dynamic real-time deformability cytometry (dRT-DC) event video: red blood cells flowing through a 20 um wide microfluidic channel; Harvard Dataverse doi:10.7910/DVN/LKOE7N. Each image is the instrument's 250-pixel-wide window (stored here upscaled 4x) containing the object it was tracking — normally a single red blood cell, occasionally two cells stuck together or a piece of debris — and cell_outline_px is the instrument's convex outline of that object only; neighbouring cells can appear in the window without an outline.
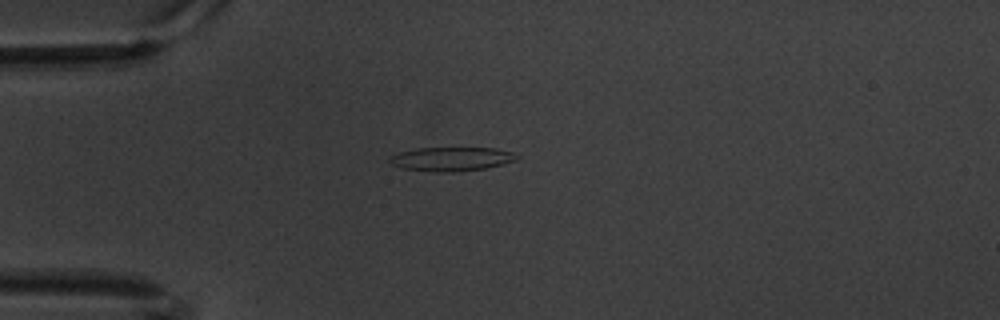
{"species": "common noctule bat (a hibernating species)", "species_latin": "Nyctalus noctula", "temperature_condition": "warm", "stored_images_in_passage": 6, "camera_frame_rate_fps": 3000, "um_per_image_px": 0.085, "animal": {"sex": "male", "body_mass_g": 20.1, "forearm_length_mm": 53.5}, "frame": {"image": 1, "passage_image": 1, "time_ms": 0.0, "image_size_px": [1000, 320], "cell_outline_px": [[520, 156], [512, 160], [500, 164], [484, 168], [452, 172], [436, 172], [404, 168], [392, 164], [388, 160], [392, 156], [400, 152], [416, 148], [496, 148], [512, 152]], "centroid_in_image_um": [38.35, 13.5], "position_along_channel_um": 46.7, "area_um2": 17.34}}
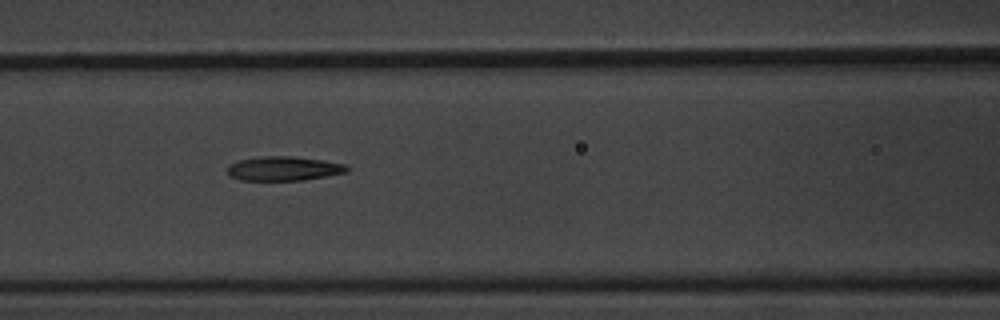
{"frame": {"image": 2, "passage_image": 4, "time_ms": 1.0, "image_size_px": [1000, 320], "cell_outline_px": [[352, 168], [348, 172], [300, 180], [240, 180], [232, 176], [228, 172], [228, 164], [240, 160], [260, 156], [292, 156], [324, 160], [344, 164]], "centroid_in_image_um": [24.14, 14.31], "position_along_channel_um": 142.5, "area_um2": 16.82}}
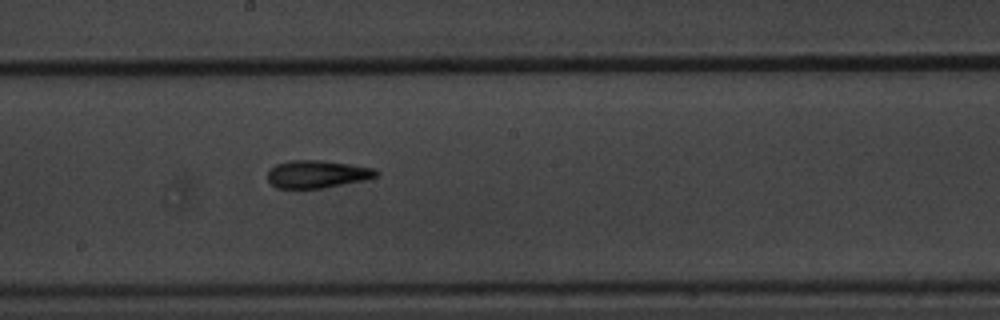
{"frame": {"image": 3, "passage_image": 6, "time_ms": 1.667, "image_size_px": [1000, 320], "cell_outline_px": [[380, 172], [376, 176], [364, 180], [324, 188], [276, 188], [268, 180], [268, 168], [276, 164], [288, 160], [320, 160], [352, 164], [376, 168]], "centroid_in_image_um": [26.96, 14.79], "position_along_channel_um": 221.2, "area_um2": 17.69}}